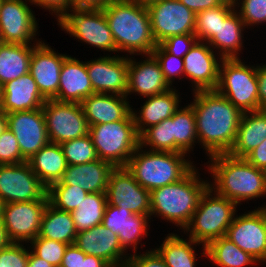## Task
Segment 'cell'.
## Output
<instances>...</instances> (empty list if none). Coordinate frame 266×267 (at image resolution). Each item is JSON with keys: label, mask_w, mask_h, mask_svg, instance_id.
<instances>
[{"label": "cell", "mask_w": 266, "mask_h": 267, "mask_svg": "<svg viewBox=\"0 0 266 267\" xmlns=\"http://www.w3.org/2000/svg\"><path fill=\"white\" fill-rule=\"evenodd\" d=\"M194 110L198 141L209 156L232 148L243 112L216 90L196 91Z\"/></svg>", "instance_id": "obj_1"}, {"label": "cell", "mask_w": 266, "mask_h": 267, "mask_svg": "<svg viewBox=\"0 0 266 267\" xmlns=\"http://www.w3.org/2000/svg\"><path fill=\"white\" fill-rule=\"evenodd\" d=\"M210 159L209 170L213 173L215 185L209 187L219 196L240 204L241 201L266 195L265 170L256 168L245 158L228 153L215 154Z\"/></svg>", "instance_id": "obj_2"}, {"label": "cell", "mask_w": 266, "mask_h": 267, "mask_svg": "<svg viewBox=\"0 0 266 267\" xmlns=\"http://www.w3.org/2000/svg\"><path fill=\"white\" fill-rule=\"evenodd\" d=\"M103 11L118 51L148 55L156 48L145 6L129 0H112Z\"/></svg>", "instance_id": "obj_3"}, {"label": "cell", "mask_w": 266, "mask_h": 267, "mask_svg": "<svg viewBox=\"0 0 266 267\" xmlns=\"http://www.w3.org/2000/svg\"><path fill=\"white\" fill-rule=\"evenodd\" d=\"M196 171L194 167L178 182L150 191V215L161 216L185 229L210 185L201 181Z\"/></svg>", "instance_id": "obj_4"}, {"label": "cell", "mask_w": 266, "mask_h": 267, "mask_svg": "<svg viewBox=\"0 0 266 267\" xmlns=\"http://www.w3.org/2000/svg\"><path fill=\"white\" fill-rule=\"evenodd\" d=\"M141 146L130 157L126 168L145 189H154L178 182L193 168L192 162L184 159L186 153L141 151Z\"/></svg>", "instance_id": "obj_5"}, {"label": "cell", "mask_w": 266, "mask_h": 267, "mask_svg": "<svg viewBox=\"0 0 266 267\" xmlns=\"http://www.w3.org/2000/svg\"><path fill=\"white\" fill-rule=\"evenodd\" d=\"M89 135L98 158L114 167H126L140 145L132 112L120 121L89 126Z\"/></svg>", "instance_id": "obj_6"}, {"label": "cell", "mask_w": 266, "mask_h": 267, "mask_svg": "<svg viewBox=\"0 0 266 267\" xmlns=\"http://www.w3.org/2000/svg\"><path fill=\"white\" fill-rule=\"evenodd\" d=\"M208 187L201 195L192 219L184 229L190 231L189 238L202 243L203 247L209 242L226 236L228 227L232 224L237 204L228 198L219 196Z\"/></svg>", "instance_id": "obj_7"}, {"label": "cell", "mask_w": 266, "mask_h": 267, "mask_svg": "<svg viewBox=\"0 0 266 267\" xmlns=\"http://www.w3.org/2000/svg\"><path fill=\"white\" fill-rule=\"evenodd\" d=\"M220 62L215 90L243 113L258 111L257 68L243 64L239 58L221 59Z\"/></svg>", "instance_id": "obj_8"}, {"label": "cell", "mask_w": 266, "mask_h": 267, "mask_svg": "<svg viewBox=\"0 0 266 267\" xmlns=\"http://www.w3.org/2000/svg\"><path fill=\"white\" fill-rule=\"evenodd\" d=\"M58 22L75 38L102 50L118 52L103 9H71Z\"/></svg>", "instance_id": "obj_9"}, {"label": "cell", "mask_w": 266, "mask_h": 267, "mask_svg": "<svg viewBox=\"0 0 266 267\" xmlns=\"http://www.w3.org/2000/svg\"><path fill=\"white\" fill-rule=\"evenodd\" d=\"M50 143L62 144L89 134L80 103L46 100L42 107Z\"/></svg>", "instance_id": "obj_10"}, {"label": "cell", "mask_w": 266, "mask_h": 267, "mask_svg": "<svg viewBox=\"0 0 266 267\" xmlns=\"http://www.w3.org/2000/svg\"><path fill=\"white\" fill-rule=\"evenodd\" d=\"M146 8L156 44L170 36L194 34L196 14L179 0H162Z\"/></svg>", "instance_id": "obj_11"}, {"label": "cell", "mask_w": 266, "mask_h": 267, "mask_svg": "<svg viewBox=\"0 0 266 267\" xmlns=\"http://www.w3.org/2000/svg\"><path fill=\"white\" fill-rule=\"evenodd\" d=\"M0 199L6 203L48 200L47 187L29 163L0 165Z\"/></svg>", "instance_id": "obj_12"}, {"label": "cell", "mask_w": 266, "mask_h": 267, "mask_svg": "<svg viewBox=\"0 0 266 267\" xmlns=\"http://www.w3.org/2000/svg\"><path fill=\"white\" fill-rule=\"evenodd\" d=\"M49 200L6 203L2 224L12 243L31 242L40 232L41 219Z\"/></svg>", "instance_id": "obj_13"}, {"label": "cell", "mask_w": 266, "mask_h": 267, "mask_svg": "<svg viewBox=\"0 0 266 267\" xmlns=\"http://www.w3.org/2000/svg\"><path fill=\"white\" fill-rule=\"evenodd\" d=\"M107 204L133 214L150 215V191L143 188L126 167H115L109 176Z\"/></svg>", "instance_id": "obj_14"}, {"label": "cell", "mask_w": 266, "mask_h": 267, "mask_svg": "<svg viewBox=\"0 0 266 267\" xmlns=\"http://www.w3.org/2000/svg\"><path fill=\"white\" fill-rule=\"evenodd\" d=\"M226 237L257 262L266 261V211L264 208L234 217Z\"/></svg>", "instance_id": "obj_15"}, {"label": "cell", "mask_w": 266, "mask_h": 267, "mask_svg": "<svg viewBox=\"0 0 266 267\" xmlns=\"http://www.w3.org/2000/svg\"><path fill=\"white\" fill-rule=\"evenodd\" d=\"M8 129L18 140L22 157L28 161L49 143L42 108L6 114Z\"/></svg>", "instance_id": "obj_16"}, {"label": "cell", "mask_w": 266, "mask_h": 267, "mask_svg": "<svg viewBox=\"0 0 266 267\" xmlns=\"http://www.w3.org/2000/svg\"><path fill=\"white\" fill-rule=\"evenodd\" d=\"M29 1V0H28ZM23 0H2L0 3V35L2 43L25 44L36 36L37 21Z\"/></svg>", "instance_id": "obj_17"}, {"label": "cell", "mask_w": 266, "mask_h": 267, "mask_svg": "<svg viewBox=\"0 0 266 267\" xmlns=\"http://www.w3.org/2000/svg\"><path fill=\"white\" fill-rule=\"evenodd\" d=\"M129 58L100 57L86 63L93 93L125 96L127 93Z\"/></svg>", "instance_id": "obj_18"}, {"label": "cell", "mask_w": 266, "mask_h": 267, "mask_svg": "<svg viewBox=\"0 0 266 267\" xmlns=\"http://www.w3.org/2000/svg\"><path fill=\"white\" fill-rule=\"evenodd\" d=\"M68 55L57 54L45 43L40 42L32 51L29 73L35 80L41 95L46 99L57 97L60 71Z\"/></svg>", "instance_id": "obj_19"}, {"label": "cell", "mask_w": 266, "mask_h": 267, "mask_svg": "<svg viewBox=\"0 0 266 267\" xmlns=\"http://www.w3.org/2000/svg\"><path fill=\"white\" fill-rule=\"evenodd\" d=\"M85 254L97 256L106 261L111 267H126L128 259L117 234L103 224L88 230L77 232L74 243ZM126 259H122L123 257Z\"/></svg>", "instance_id": "obj_20"}, {"label": "cell", "mask_w": 266, "mask_h": 267, "mask_svg": "<svg viewBox=\"0 0 266 267\" xmlns=\"http://www.w3.org/2000/svg\"><path fill=\"white\" fill-rule=\"evenodd\" d=\"M207 44L197 41L183 57L184 75L192 80L194 92L215 90L218 85L219 60Z\"/></svg>", "instance_id": "obj_21"}, {"label": "cell", "mask_w": 266, "mask_h": 267, "mask_svg": "<svg viewBox=\"0 0 266 267\" xmlns=\"http://www.w3.org/2000/svg\"><path fill=\"white\" fill-rule=\"evenodd\" d=\"M141 63L129 58L127 93L138 92L144 97L154 96L171 89L156 58L152 54Z\"/></svg>", "instance_id": "obj_22"}, {"label": "cell", "mask_w": 266, "mask_h": 267, "mask_svg": "<svg viewBox=\"0 0 266 267\" xmlns=\"http://www.w3.org/2000/svg\"><path fill=\"white\" fill-rule=\"evenodd\" d=\"M93 94V87L89 78L86 63L67 56L60 71V81L57 97L60 102L81 103Z\"/></svg>", "instance_id": "obj_23"}, {"label": "cell", "mask_w": 266, "mask_h": 267, "mask_svg": "<svg viewBox=\"0 0 266 267\" xmlns=\"http://www.w3.org/2000/svg\"><path fill=\"white\" fill-rule=\"evenodd\" d=\"M115 167L107 161L68 165L62 179L53 184H66L83 188L88 193H106L111 171Z\"/></svg>", "instance_id": "obj_24"}, {"label": "cell", "mask_w": 266, "mask_h": 267, "mask_svg": "<svg viewBox=\"0 0 266 267\" xmlns=\"http://www.w3.org/2000/svg\"><path fill=\"white\" fill-rule=\"evenodd\" d=\"M46 99L41 95L30 73L3 85L0 108L6 113L35 110L43 107Z\"/></svg>", "instance_id": "obj_25"}, {"label": "cell", "mask_w": 266, "mask_h": 267, "mask_svg": "<svg viewBox=\"0 0 266 267\" xmlns=\"http://www.w3.org/2000/svg\"><path fill=\"white\" fill-rule=\"evenodd\" d=\"M126 98L103 93L85 98L80 104L88 126L123 120L132 110Z\"/></svg>", "instance_id": "obj_26"}, {"label": "cell", "mask_w": 266, "mask_h": 267, "mask_svg": "<svg viewBox=\"0 0 266 267\" xmlns=\"http://www.w3.org/2000/svg\"><path fill=\"white\" fill-rule=\"evenodd\" d=\"M147 98L148 101L146 100L142 106L140 115L135 114L136 112L131 110L139 136L146 130V127L149 128L161 123L165 119L171 118L179 108V95L173 88L154 96H148Z\"/></svg>", "instance_id": "obj_27"}, {"label": "cell", "mask_w": 266, "mask_h": 267, "mask_svg": "<svg viewBox=\"0 0 266 267\" xmlns=\"http://www.w3.org/2000/svg\"><path fill=\"white\" fill-rule=\"evenodd\" d=\"M264 140H266V114L261 110L244 112L235 142L228 154L233 157L245 158Z\"/></svg>", "instance_id": "obj_28"}, {"label": "cell", "mask_w": 266, "mask_h": 267, "mask_svg": "<svg viewBox=\"0 0 266 267\" xmlns=\"http://www.w3.org/2000/svg\"><path fill=\"white\" fill-rule=\"evenodd\" d=\"M27 162L47 188L62 179L68 166L61 145L50 142Z\"/></svg>", "instance_id": "obj_29"}, {"label": "cell", "mask_w": 266, "mask_h": 267, "mask_svg": "<svg viewBox=\"0 0 266 267\" xmlns=\"http://www.w3.org/2000/svg\"><path fill=\"white\" fill-rule=\"evenodd\" d=\"M237 12L234 9L224 20H220L216 34L208 41L211 47L220 49V60L239 58L237 54L242 47V29L246 25Z\"/></svg>", "instance_id": "obj_30"}, {"label": "cell", "mask_w": 266, "mask_h": 267, "mask_svg": "<svg viewBox=\"0 0 266 267\" xmlns=\"http://www.w3.org/2000/svg\"><path fill=\"white\" fill-rule=\"evenodd\" d=\"M36 45L25 44H0V83L17 79L22 75L29 73L30 59L33 49Z\"/></svg>", "instance_id": "obj_31"}, {"label": "cell", "mask_w": 266, "mask_h": 267, "mask_svg": "<svg viewBox=\"0 0 266 267\" xmlns=\"http://www.w3.org/2000/svg\"><path fill=\"white\" fill-rule=\"evenodd\" d=\"M77 230L70 212L57 209L49 202L44 210L39 237L74 244Z\"/></svg>", "instance_id": "obj_32"}, {"label": "cell", "mask_w": 266, "mask_h": 267, "mask_svg": "<svg viewBox=\"0 0 266 267\" xmlns=\"http://www.w3.org/2000/svg\"><path fill=\"white\" fill-rule=\"evenodd\" d=\"M202 254L220 267H244L257 263L254 257L244 252L226 236L209 242L204 246Z\"/></svg>", "instance_id": "obj_33"}, {"label": "cell", "mask_w": 266, "mask_h": 267, "mask_svg": "<svg viewBox=\"0 0 266 267\" xmlns=\"http://www.w3.org/2000/svg\"><path fill=\"white\" fill-rule=\"evenodd\" d=\"M200 244L189 238V242L177 234H169L156 251L167 267H196L195 250L192 244Z\"/></svg>", "instance_id": "obj_34"}, {"label": "cell", "mask_w": 266, "mask_h": 267, "mask_svg": "<svg viewBox=\"0 0 266 267\" xmlns=\"http://www.w3.org/2000/svg\"><path fill=\"white\" fill-rule=\"evenodd\" d=\"M106 206V193H88L80 205L71 212L77 232L102 224Z\"/></svg>", "instance_id": "obj_35"}, {"label": "cell", "mask_w": 266, "mask_h": 267, "mask_svg": "<svg viewBox=\"0 0 266 267\" xmlns=\"http://www.w3.org/2000/svg\"><path fill=\"white\" fill-rule=\"evenodd\" d=\"M173 152L186 153L196 141V121L193 108L188 105L173 115Z\"/></svg>", "instance_id": "obj_36"}, {"label": "cell", "mask_w": 266, "mask_h": 267, "mask_svg": "<svg viewBox=\"0 0 266 267\" xmlns=\"http://www.w3.org/2000/svg\"><path fill=\"white\" fill-rule=\"evenodd\" d=\"M234 7L233 0H227L216 8L198 12L194 31L198 41L208 42L216 34L220 20H224L234 10Z\"/></svg>", "instance_id": "obj_37"}, {"label": "cell", "mask_w": 266, "mask_h": 267, "mask_svg": "<svg viewBox=\"0 0 266 267\" xmlns=\"http://www.w3.org/2000/svg\"><path fill=\"white\" fill-rule=\"evenodd\" d=\"M173 116L150 126L140 135V146H151V151L173 152Z\"/></svg>", "instance_id": "obj_38"}, {"label": "cell", "mask_w": 266, "mask_h": 267, "mask_svg": "<svg viewBox=\"0 0 266 267\" xmlns=\"http://www.w3.org/2000/svg\"><path fill=\"white\" fill-rule=\"evenodd\" d=\"M88 194L83 188L66 184H52L47 188L49 203L57 209L72 212Z\"/></svg>", "instance_id": "obj_39"}, {"label": "cell", "mask_w": 266, "mask_h": 267, "mask_svg": "<svg viewBox=\"0 0 266 267\" xmlns=\"http://www.w3.org/2000/svg\"><path fill=\"white\" fill-rule=\"evenodd\" d=\"M60 145L68 165L84 164L99 159L89 134Z\"/></svg>", "instance_id": "obj_40"}, {"label": "cell", "mask_w": 266, "mask_h": 267, "mask_svg": "<svg viewBox=\"0 0 266 267\" xmlns=\"http://www.w3.org/2000/svg\"><path fill=\"white\" fill-rule=\"evenodd\" d=\"M147 217L150 215H137L133 214L128 219H126L125 224L123 225V234H118L119 241L124 250L128 249L130 245L133 246V250H136V246L139 243L141 236L148 235L147 225L149 220Z\"/></svg>", "instance_id": "obj_41"}, {"label": "cell", "mask_w": 266, "mask_h": 267, "mask_svg": "<svg viewBox=\"0 0 266 267\" xmlns=\"http://www.w3.org/2000/svg\"><path fill=\"white\" fill-rule=\"evenodd\" d=\"M30 243L34 249L32 252L36 256L44 259L54 267H60L68 244L51 239H45L39 236L33 239Z\"/></svg>", "instance_id": "obj_42"}, {"label": "cell", "mask_w": 266, "mask_h": 267, "mask_svg": "<svg viewBox=\"0 0 266 267\" xmlns=\"http://www.w3.org/2000/svg\"><path fill=\"white\" fill-rule=\"evenodd\" d=\"M158 61L165 80L172 85L175 76L182 79L179 75L184 74L183 58L168 53L160 44L151 53Z\"/></svg>", "instance_id": "obj_43"}, {"label": "cell", "mask_w": 266, "mask_h": 267, "mask_svg": "<svg viewBox=\"0 0 266 267\" xmlns=\"http://www.w3.org/2000/svg\"><path fill=\"white\" fill-rule=\"evenodd\" d=\"M26 162L22 157L18 140L8 128L0 134V165Z\"/></svg>", "instance_id": "obj_44"}, {"label": "cell", "mask_w": 266, "mask_h": 267, "mask_svg": "<svg viewBox=\"0 0 266 267\" xmlns=\"http://www.w3.org/2000/svg\"><path fill=\"white\" fill-rule=\"evenodd\" d=\"M238 0H233L236 5ZM239 16L246 26L266 22V0H243Z\"/></svg>", "instance_id": "obj_45"}, {"label": "cell", "mask_w": 266, "mask_h": 267, "mask_svg": "<svg viewBox=\"0 0 266 267\" xmlns=\"http://www.w3.org/2000/svg\"><path fill=\"white\" fill-rule=\"evenodd\" d=\"M29 252L20 243H11L0 250V267H27Z\"/></svg>", "instance_id": "obj_46"}, {"label": "cell", "mask_w": 266, "mask_h": 267, "mask_svg": "<svg viewBox=\"0 0 266 267\" xmlns=\"http://www.w3.org/2000/svg\"><path fill=\"white\" fill-rule=\"evenodd\" d=\"M198 41L195 34L174 35L165 39L160 45L170 54L183 58Z\"/></svg>", "instance_id": "obj_47"}, {"label": "cell", "mask_w": 266, "mask_h": 267, "mask_svg": "<svg viewBox=\"0 0 266 267\" xmlns=\"http://www.w3.org/2000/svg\"><path fill=\"white\" fill-rule=\"evenodd\" d=\"M133 213L122 207L107 204L102 224L115 234H123V225Z\"/></svg>", "instance_id": "obj_48"}, {"label": "cell", "mask_w": 266, "mask_h": 267, "mask_svg": "<svg viewBox=\"0 0 266 267\" xmlns=\"http://www.w3.org/2000/svg\"><path fill=\"white\" fill-rule=\"evenodd\" d=\"M126 267H167L156 250L129 256Z\"/></svg>", "instance_id": "obj_49"}, {"label": "cell", "mask_w": 266, "mask_h": 267, "mask_svg": "<svg viewBox=\"0 0 266 267\" xmlns=\"http://www.w3.org/2000/svg\"><path fill=\"white\" fill-rule=\"evenodd\" d=\"M30 3L46 8L57 15L59 21L71 8V0H29ZM68 10V11H67Z\"/></svg>", "instance_id": "obj_50"}, {"label": "cell", "mask_w": 266, "mask_h": 267, "mask_svg": "<svg viewBox=\"0 0 266 267\" xmlns=\"http://www.w3.org/2000/svg\"><path fill=\"white\" fill-rule=\"evenodd\" d=\"M245 159L256 168L266 170V140L249 153Z\"/></svg>", "instance_id": "obj_51"}, {"label": "cell", "mask_w": 266, "mask_h": 267, "mask_svg": "<svg viewBox=\"0 0 266 267\" xmlns=\"http://www.w3.org/2000/svg\"><path fill=\"white\" fill-rule=\"evenodd\" d=\"M81 265V249L75 244L67 246L62 258L60 267H80Z\"/></svg>", "instance_id": "obj_52"}, {"label": "cell", "mask_w": 266, "mask_h": 267, "mask_svg": "<svg viewBox=\"0 0 266 267\" xmlns=\"http://www.w3.org/2000/svg\"><path fill=\"white\" fill-rule=\"evenodd\" d=\"M187 8L193 11L195 14L198 12L216 8L227 0H179Z\"/></svg>", "instance_id": "obj_53"}, {"label": "cell", "mask_w": 266, "mask_h": 267, "mask_svg": "<svg viewBox=\"0 0 266 267\" xmlns=\"http://www.w3.org/2000/svg\"><path fill=\"white\" fill-rule=\"evenodd\" d=\"M257 67L259 110L266 114V65Z\"/></svg>", "instance_id": "obj_54"}, {"label": "cell", "mask_w": 266, "mask_h": 267, "mask_svg": "<svg viewBox=\"0 0 266 267\" xmlns=\"http://www.w3.org/2000/svg\"><path fill=\"white\" fill-rule=\"evenodd\" d=\"M112 0H71L72 9H103Z\"/></svg>", "instance_id": "obj_55"}, {"label": "cell", "mask_w": 266, "mask_h": 267, "mask_svg": "<svg viewBox=\"0 0 266 267\" xmlns=\"http://www.w3.org/2000/svg\"><path fill=\"white\" fill-rule=\"evenodd\" d=\"M80 267H111L102 258L92 255H87L81 250V265Z\"/></svg>", "instance_id": "obj_56"}, {"label": "cell", "mask_w": 266, "mask_h": 267, "mask_svg": "<svg viewBox=\"0 0 266 267\" xmlns=\"http://www.w3.org/2000/svg\"><path fill=\"white\" fill-rule=\"evenodd\" d=\"M27 267H54V266L45 261L44 259H41L38 256H36L31 250V252H29Z\"/></svg>", "instance_id": "obj_57"}, {"label": "cell", "mask_w": 266, "mask_h": 267, "mask_svg": "<svg viewBox=\"0 0 266 267\" xmlns=\"http://www.w3.org/2000/svg\"><path fill=\"white\" fill-rule=\"evenodd\" d=\"M12 242L10 241L7 231L5 230L2 222L0 221V250L9 246Z\"/></svg>", "instance_id": "obj_58"}, {"label": "cell", "mask_w": 266, "mask_h": 267, "mask_svg": "<svg viewBox=\"0 0 266 267\" xmlns=\"http://www.w3.org/2000/svg\"><path fill=\"white\" fill-rule=\"evenodd\" d=\"M8 128L6 113L0 108V134Z\"/></svg>", "instance_id": "obj_59"}, {"label": "cell", "mask_w": 266, "mask_h": 267, "mask_svg": "<svg viewBox=\"0 0 266 267\" xmlns=\"http://www.w3.org/2000/svg\"><path fill=\"white\" fill-rule=\"evenodd\" d=\"M129 1L136 2L141 6L147 7V6H149V5L153 4V3H156V2H159V1H162V0H129Z\"/></svg>", "instance_id": "obj_60"}, {"label": "cell", "mask_w": 266, "mask_h": 267, "mask_svg": "<svg viewBox=\"0 0 266 267\" xmlns=\"http://www.w3.org/2000/svg\"><path fill=\"white\" fill-rule=\"evenodd\" d=\"M4 202L0 199V221H2Z\"/></svg>", "instance_id": "obj_61"}, {"label": "cell", "mask_w": 266, "mask_h": 267, "mask_svg": "<svg viewBox=\"0 0 266 267\" xmlns=\"http://www.w3.org/2000/svg\"><path fill=\"white\" fill-rule=\"evenodd\" d=\"M2 98H3V85L0 83V104L2 102Z\"/></svg>", "instance_id": "obj_62"}]
</instances>
